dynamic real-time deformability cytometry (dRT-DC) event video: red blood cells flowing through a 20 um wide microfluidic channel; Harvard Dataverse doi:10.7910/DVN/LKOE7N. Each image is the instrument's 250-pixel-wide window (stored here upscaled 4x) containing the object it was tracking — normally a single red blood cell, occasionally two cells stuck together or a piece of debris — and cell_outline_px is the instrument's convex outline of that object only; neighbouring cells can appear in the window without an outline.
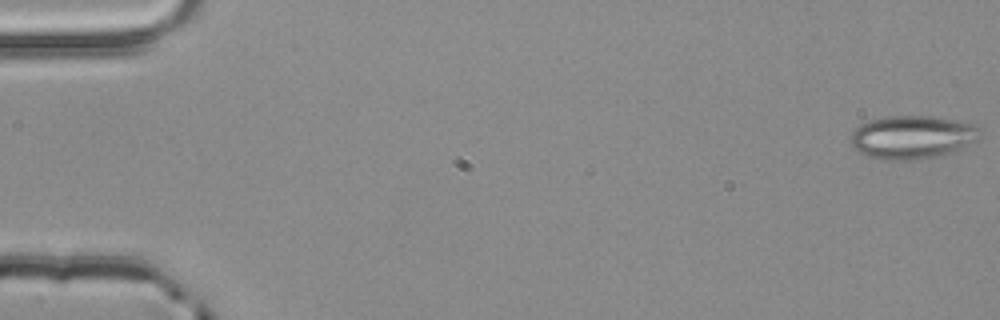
{"species": "common noctule bat (a hibernating species)", "species_latin": "Nyctalus noctula", "temperature_condition": "room temperature", "stored_images_in_passage": 55, "camera_frame_rate_fps": 3000, "um_per_image_px": 0.085, "animal": {"sex": "male", "body_mass_g": 20.4}, "frame": {"image": 1, "passage_image": 1, "time_ms": 0.0, "image_size_px": [1000, 320], "cell_outline_px": [[980, 140], [944, 156], [920, 160], [884, 160], [868, 156], [860, 152], [852, 144], [852, 132], [860, 124], [868, 120], [888, 116], [932, 116], [972, 124], [980, 128]], "centroid_in_image_um": [77.59, 11.68], "position_along_channel_um": 7.4, "area_um2": 32.89}}
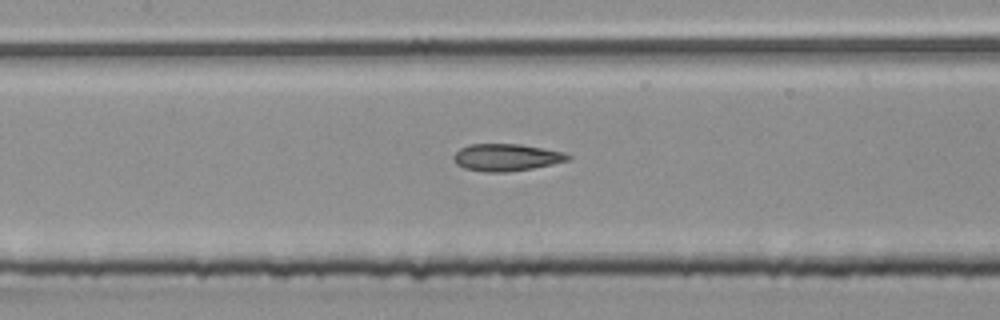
{"frame": {"image": 2, "passage_image": 26, "time_ms": 8.333, "image_size_px": [1000, 320], "cell_outline_px": [[572, 156], [568, 160], [552, 164], [532, 168], [508, 172], [484, 172], [464, 168], [456, 164], [452, 160], [452, 156], [460, 148], [468, 144], [520, 144], [564, 152]], "centroid_in_image_um": [43.0, 13.38], "position_along_channel_um": 164.4, "area_um2": 18.15}}
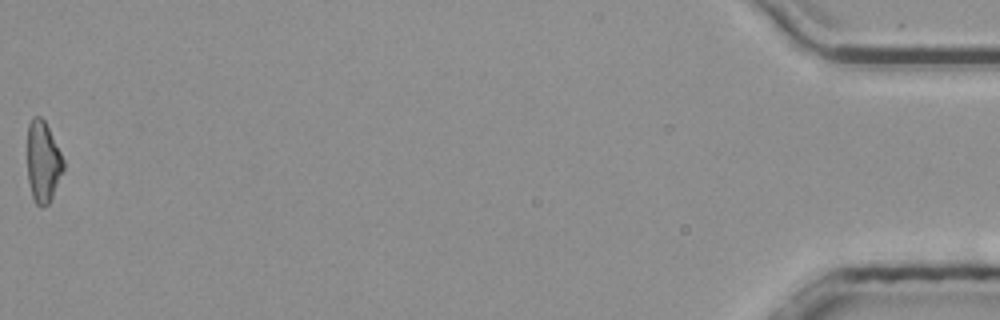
{"frame": {"image": 3, "passage_image": 55, "time_ms": 18.0, "image_size_px": [1000, 320], "cell_outline_px": [[64, 168], [52, 196], [48, 204], [36, 204], [32, 196], [28, 180], [28, 124], [32, 116], [40, 116], [44, 120], [64, 160]], "centroid_in_image_um": [3.64, 13.72], "position_along_channel_um": 431.6, "area_um2": 16.65}, "authors_computed_cell_mechanics": {"area_um2": 17.918, "velocity_mm_per_s": 3.8552, "shape_relaxation_time_tau1_ms": null, "shape_relaxation_time_tau2_ms": 2.6821, "deformation_change_tau1": null, "deformation_change_tau2": 0.1157}}